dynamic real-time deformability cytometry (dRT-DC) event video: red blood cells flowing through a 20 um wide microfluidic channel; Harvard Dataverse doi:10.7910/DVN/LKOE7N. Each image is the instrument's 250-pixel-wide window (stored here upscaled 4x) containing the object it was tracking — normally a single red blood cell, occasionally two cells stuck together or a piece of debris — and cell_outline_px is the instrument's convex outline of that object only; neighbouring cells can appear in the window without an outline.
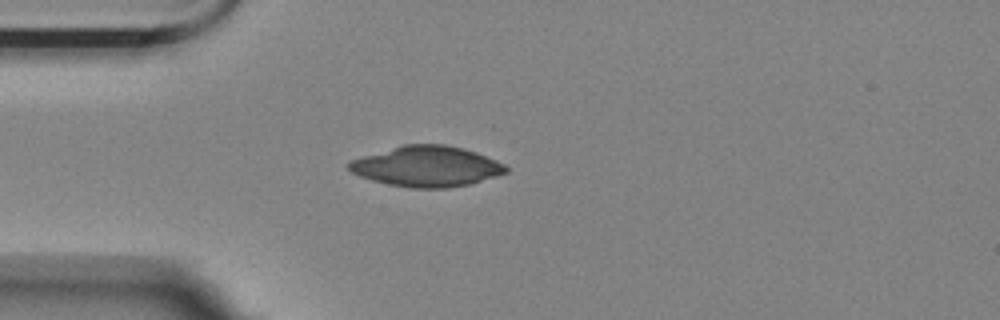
{"species": "Egyptian fruit bat (a non-hibernating species)", "species_latin": "Rousettus aegyptiacus", "temperature_condition": "room temperature", "stored_images_in_passage": 4, "camera_frame_rate_fps": 3000, "um_per_image_px": 0.085, "animal": {"sex": "female"}, "frame": {"image": 1, "passage_image": 4, "time_ms": 1.0, "image_size_px": [1000, 320], "cell_outline_px": [[508, 172], [496, 176], [468, 184], [448, 188], [412, 188], [388, 184], [372, 180], [360, 176], [352, 172], [348, 168], [348, 164], [352, 160], [364, 156], [404, 144], [444, 144], [464, 148], [476, 152], [496, 160], [504, 164], [508, 168]], "centroid_in_image_um": [36.29, 14.14], "position_along_channel_um": 48.7, "area_um2": 36.82}}